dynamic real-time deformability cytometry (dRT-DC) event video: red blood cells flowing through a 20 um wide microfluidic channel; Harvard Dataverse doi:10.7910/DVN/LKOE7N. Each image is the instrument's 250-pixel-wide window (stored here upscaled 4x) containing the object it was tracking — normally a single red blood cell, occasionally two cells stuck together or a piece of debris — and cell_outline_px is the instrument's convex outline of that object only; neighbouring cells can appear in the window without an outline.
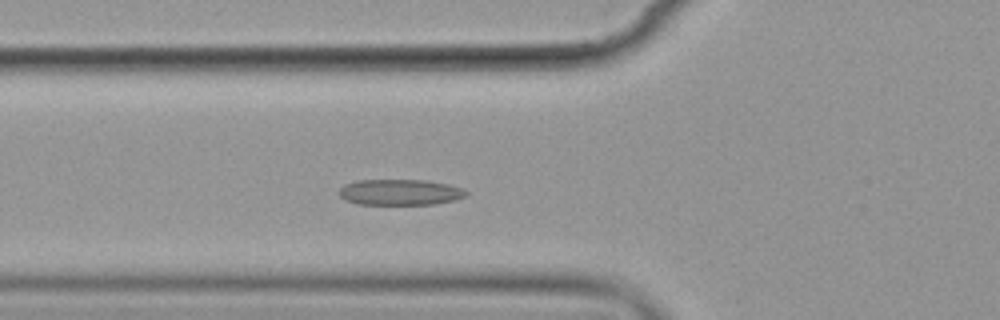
{"species": "common noctule bat (a hibernating species)", "species_latin": "Nyctalus noctula", "temperature_condition": "cold", "stored_images_in_passage": 4, "camera_frame_rate_fps": 3000, "um_per_image_px": 0.085, "animal": {"sex": "female", "body_mass_g": 19.9}, "frame": {"image": 1, "passage_image": 4, "time_ms": 4.333, "image_size_px": [1000, 320], "cell_outline_px": [[468, 196], [456, 200], [436, 204], [360, 204], [344, 200], [340, 196], [340, 188], [344, 184], [356, 180], [424, 180], [448, 184], [460, 188], [468, 192]], "centroid_in_image_um": [34.02, 16.34], "position_along_channel_um": 91.8, "area_um2": 19.19}}